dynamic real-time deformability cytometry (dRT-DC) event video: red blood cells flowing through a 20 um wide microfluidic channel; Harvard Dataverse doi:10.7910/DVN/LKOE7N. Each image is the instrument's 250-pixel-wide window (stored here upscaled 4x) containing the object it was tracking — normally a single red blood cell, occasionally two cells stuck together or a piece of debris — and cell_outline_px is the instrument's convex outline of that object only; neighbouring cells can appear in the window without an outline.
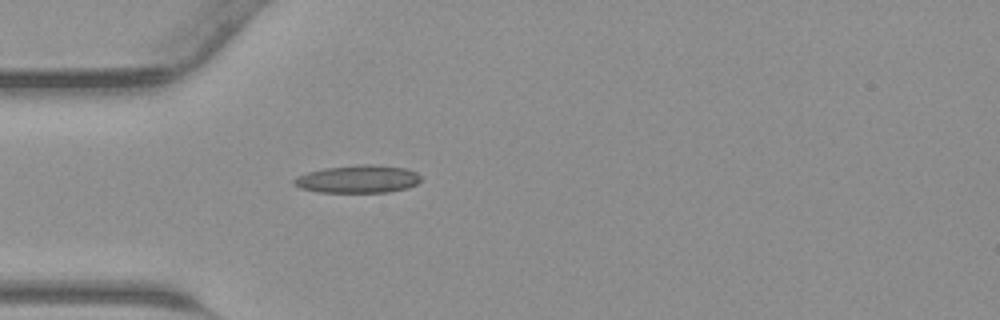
{"species": "common noctule bat (a hibernating species)", "species_latin": "Nyctalus noctula", "temperature_condition": "warm", "stored_images_in_passage": 32, "camera_frame_rate_fps": 3000, "um_per_image_px": 0.085, "animal": {"sex": "male", "body_mass_g": 23.1, "forearm_length_mm": 52.7}, "frame": {"image": 1, "passage_image": 1, "time_ms": 0.0, "image_size_px": [1000, 320], "cell_outline_px": [[420, 180], [416, 184], [408, 188], [388, 192], [316, 192], [300, 188], [292, 184], [292, 180], [296, 176], [308, 172], [324, 168], [360, 164], [372, 164], [404, 168], [416, 172], [420, 176]], "centroid_in_image_um": [30.38, 15.22], "position_along_channel_um": 54.6, "area_um2": 20.63}}
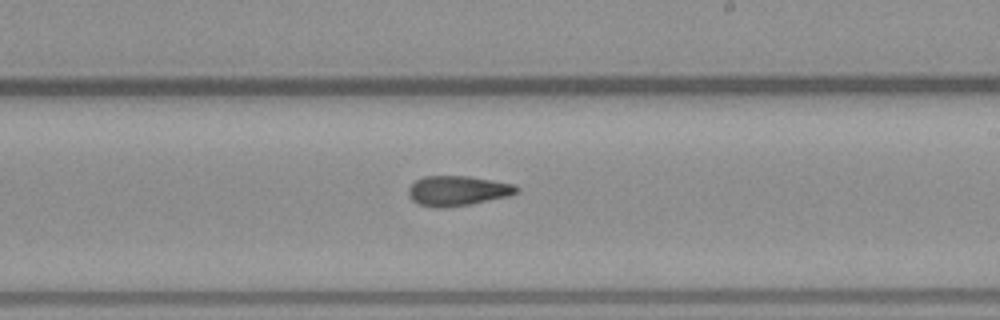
{"frame": {"image": 2, "passage_image": 14, "time_ms": 4.333, "image_size_px": [1000, 320], "cell_outline_px": [[520, 192], [508, 196], [472, 204], [444, 208], [436, 208], [420, 204], [412, 200], [408, 196], [408, 188], [416, 180], [424, 176], [468, 176], [516, 184], [520, 188]], "centroid_in_image_um": [38.93, 16.22], "position_along_channel_um": 250.1, "area_um2": 19.07}}
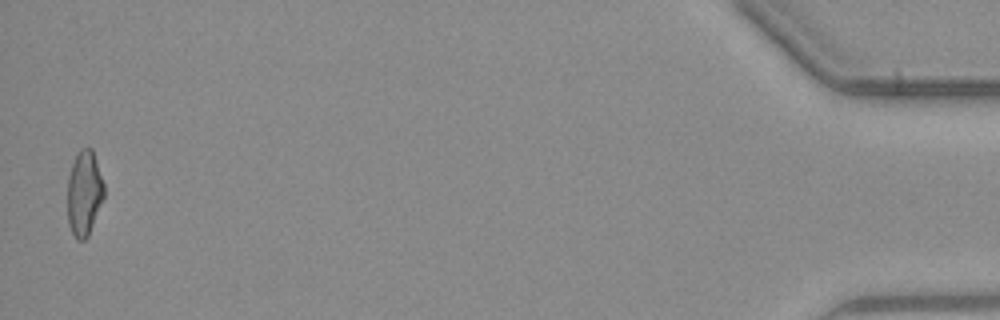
{"frame": {"image": 3, "passage_image": 32, "time_ms": 10.333, "image_size_px": [1000, 320], "cell_outline_px": [[104, 196], [88, 236], [84, 240], [76, 240], [68, 224], [68, 176], [72, 164], [80, 148], [92, 148], [104, 184]], "centroid_in_image_um": [7.15, 16.42], "position_along_channel_um": 428.0, "area_um2": 17.98}}